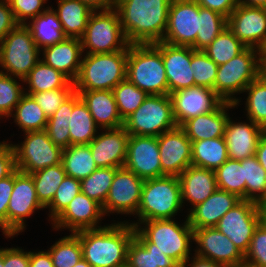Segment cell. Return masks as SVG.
Segmentation results:
<instances>
[{
	"label": "cell",
	"instance_id": "cell-22",
	"mask_svg": "<svg viewBox=\"0 0 266 267\" xmlns=\"http://www.w3.org/2000/svg\"><path fill=\"white\" fill-rule=\"evenodd\" d=\"M105 131L106 133L99 134L88 144L95 164L98 168H122L126 161L130 134L124 127Z\"/></svg>",
	"mask_w": 266,
	"mask_h": 267
},
{
	"label": "cell",
	"instance_id": "cell-7",
	"mask_svg": "<svg viewBox=\"0 0 266 267\" xmlns=\"http://www.w3.org/2000/svg\"><path fill=\"white\" fill-rule=\"evenodd\" d=\"M255 49L247 47L227 63L218 65L214 91L224 102L237 105L239 100L231 95L244 92L245 88L260 75L261 59L257 58V54L260 56V50Z\"/></svg>",
	"mask_w": 266,
	"mask_h": 267
},
{
	"label": "cell",
	"instance_id": "cell-18",
	"mask_svg": "<svg viewBox=\"0 0 266 267\" xmlns=\"http://www.w3.org/2000/svg\"><path fill=\"white\" fill-rule=\"evenodd\" d=\"M124 168L143 180L161 177L157 137L130 135Z\"/></svg>",
	"mask_w": 266,
	"mask_h": 267
},
{
	"label": "cell",
	"instance_id": "cell-21",
	"mask_svg": "<svg viewBox=\"0 0 266 267\" xmlns=\"http://www.w3.org/2000/svg\"><path fill=\"white\" fill-rule=\"evenodd\" d=\"M193 240L197 242L196 255L225 265L244 261V255L235 244L215 227L193 229Z\"/></svg>",
	"mask_w": 266,
	"mask_h": 267
},
{
	"label": "cell",
	"instance_id": "cell-37",
	"mask_svg": "<svg viewBox=\"0 0 266 267\" xmlns=\"http://www.w3.org/2000/svg\"><path fill=\"white\" fill-rule=\"evenodd\" d=\"M33 178L39 202L47 208L55 192L66 177L62 163L30 174Z\"/></svg>",
	"mask_w": 266,
	"mask_h": 267
},
{
	"label": "cell",
	"instance_id": "cell-31",
	"mask_svg": "<svg viewBox=\"0 0 266 267\" xmlns=\"http://www.w3.org/2000/svg\"><path fill=\"white\" fill-rule=\"evenodd\" d=\"M94 119L79 93H72V113L69 120L70 145L89 144L96 136Z\"/></svg>",
	"mask_w": 266,
	"mask_h": 267
},
{
	"label": "cell",
	"instance_id": "cell-10",
	"mask_svg": "<svg viewBox=\"0 0 266 267\" xmlns=\"http://www.w3.org/2000/svg\"><path fill=\"white\" fill-rule=\"evenodd\" d=\"M40 49L36 46L31 31L25 24H17L0 44V65L6 75L23 79L40 61Z\"/></svg>",
	"mask_w": 266,
	"mask_h": 267
},
{
	"label": "cell",
	"instance_id": "cell-29",
	"mask_svg": "<svg viewBox=\"0 0 266 267\" xmlns=\"http://www.w3.org/2000/svg\"><path fill=\"white\" fill-rule=\"evenodd\" d=\"M235 106L234 103L223 101L214 111L193 117L180 127L191 141L224 137L225 126L229 118L225 109Z\"/></svg>",
	"mask_w": 266,
	"mask_h": 267
},
{
	"label": "cell",
	"instance_id": "cell-52",
	"mask_svg": "<svg viewBox=\"0 0 266 267\" xmlns=\"http://www.w3.org/2000/svg\"><path fill=\"white\" fill-rule=\"evenodd\" d=\"M244 261L255 267H266V228L261 224L252 236Z\"/></svg>",
	"mask_w": 266,
	"mask_h": 267
},
{
	"label": "cell",
	"instance_id": "cell-41",
	"mask_svg": "<svg viewBox=\"0 0 266 267\" xmlns=\"http://www.w3.org/2000/svg\"><path fill=\"white\" fill-rule=\"evenodd\" d=\"M246 48L247 47L226 28L202 51L217 65H221L242 53Z\"/></svg>",
	"mask_w": 266,
	"mask_h": 267
},
{
	"label": "cell",
	"instance_id": "cell-28",
	"mask_svg": "<svg viewBox=\"0 0 266 267\" xmlns=\"http://www.w3.org/2000/svg\"><path fill=\"white\" fill-rule=\"evenodd\" d=\"M178 178L181 185L182 203L189 200L194 205L193 208L218 189L214 170L191 165Z\"/></svg>",
	"mask_w": 266,
	"mask_h": 267
},
{
	"label": "cell",
	"instance_id": "cell-23",
	"mask_svg": "<svg viewBox=\"0 0 266 267\" xmlns=\"http://www.w3.org/2000/svg\"><path fill=\"white\" fill-rule=\"evenodd\" d=\"M103 215L102 205L81 192L53 220L54 227L57 229L58 227H67L72 233L86 229H97V221Z\"/></svg>",
	"mask_w": 266,
	"mask_h": 267
},
{
	"label": "cell",
	"instance_id": "cell-6",
	"mask_svg": "<svg viewBox=\"0 0 266 267\" xmlns=\"http://www.w3.org/2000/svg\"><path fill=\"white\" fill-rule=\"evenodd\" d=\"M145 229L139 228L137 223H131L150 242L153 248L160 250L175 260L180 266H185L189 260L190 240H193V228L188 217L183 226H179L171 219L147 220Z\"/></svg>",
	"mask_w": 266,
	"mask_h": 267
},
{
	"label": "cell",
	"instance_id": "cell-63",
	"mask_svg": "<svg viewBox=\"0 0 266 267\" xmlns=\"http://www.w3.org/2000/svg\"><path fill=\"white\" fill-rule=\"evenodd\" d=\"M238 4L250 6V7L266 8V0H238Z\"/></svg>",
	"mask_w": 266,
	"mask_h": 267
},
{
	"label": "cell",
	"instance_id": "cell-32",
	"mask_svg": "<svg viewBox=\"0 0 266 267\" xmlns=\"http://www.w3.org/2000/svg\"><path fill=\"white\" fill-rule=\"evenodd\" d=\"M55 12L62 24L64 35L80 39L93 10L80 0H58V11Z\"/></svg>",
	"mask_w": 266,
	"mask_h": 267
},
{
	"label": "cell",
	"instance_id": "cell-65",
	"mask_svg": "<svg viewBox=\"0 0 266 267\" xmlns=\"http://www.w3.org/2000/svg\"><path fill=\"white\" fill-rule=\"evenodd\" d=\"M260 65H266V44L264 47L260 50Z\"/></svg>",
	"mask_w": 266,
	"mask_h": 267
},
{
	"label": "cell",
	"instance_id": "cell-57",
	"mask_svg": "<svg viewBox=\"0 0 266 267\" xmlns=\"http://www.w3.org/2000/svg\"><path fill=\"white\" fill-rule=\"evenodd\" d=\"M200 7L215 11L222 16H228L234 11L238 5V0H194Z\"/></svg>",
	"mask_w": 266,
	"mask_h": 267
},
{
	"label": "cell",
	"instance_id": "cell-40",
	"mask_svg": "<svg viewBox=\"0 0 266 267\" xmlns=\"http://www.w3.org/2000/svg\"><path fill=\"white\" fill-rule=\"evenodd\" d=\"M72 113V94L63 101L60 108L48 118L45 131L50 140L62 149L70 146L69 120Z\"/></svg>",
	"mask_w": 266,
	"mask_h": 267
},
{
	"label": "cell",
	"instance_id": "cell-25",
	"mask_svg": "<svg viewBox=\"0 0 266 267\" xmlns=\"http://www.w3.org/2000/svg\"><path fill=\"white\" fill-rule=\"evenodd\" d=\"M242 199L236 194L217 189L190 211L188 220L193 229L215 227L218 221Z\"/></svg>",
	"mask_w": 266,
	"mask_h": 267
},
{
	"label": "cell",
	"instance_id": "cell-38",
	"mask_svg": "<svg viewBox=\"0 0 266 267\" xmlns=\"http://www.w3.org/2000/svg\"><path fill=\"white\" fill-rule=\"evenodd\" d=\"M15 109V122L24 132L45 130L48 118L31 95L24 94Z\"/></svg>",
	"mask_w": 266,
	"mask_h": 267
},
{
	"label": "cell",
	"instance_id": "cell-59",
	"mask_svg": "<svg viewBox=\"0 0 266 267\" xmlns=\"http://www.w3.org/2000/svg\"><path fill=\"white\" fill-rule=\"evenodd\" d=\"M29 267H54L49 251L29 252Z\"/></svg>",
	"mask_w": 266,
	"mask_h": 267
},
{
	"label": "cell",
	"instance_id": "cell-33",
	"mask_svg": "<svg viewBox=\"0 0 266 267\" xmlns=\"http://www.w3.org/2000/svg\"><path fill=\"white\" fill-rule=\"evenodd\" d=\"M26 25L39 49L62 42L66 38L62 24L52 8L44 9L42 14L32 19V24Z\"/></svg>",
	"mask_w": 266,
	"mask_h": 267
},
{
	"label": "cell",
	"instance_id": "cell-48",
	"mask_svg": "<svg viewBox=\"0 0 266 267\" xmlns=\"http://www.w3.org/2000/svg\"><path fill=\"white\" fill-rule=\"evenodd\" d=\"M191 70L195 86H202L214 90L218 65L202 50L192 48Z\"/></svg>",
	"mask_w": 266,
	"mask_h": 267
},
{
	"label": "cell",
	"instance_id": "cell-20",
	"mask_svg": "<svg viewBox=\"0 0 266 267\" xmlns=\"http://www.w3.org/2000/svg\"><path fill=\"white\" fill-rule=\"evenodd\" d=\"M161 52L169 94L195 86L191 70L192 47L176 46L163 41L153 43Z\"/></svg>",
	"mask_w": 266,
	"mask_h": 267
},
{
	"label": "cell",
	"instance_id": "cell-62",
	"mask_svg": "<svg viewBox=\"0 0 266 267\" xmlns=\"http://www.w3.org/2000/svg\"><path fill=\"white\" fill-rule=\"evenodd\" d=\"M185 267V266H181ZM189 267V266H187ZM190 267H225L223 264L213 262L210 259L200 257L195 254V258L193 259L192 263L190 264Z\"/></svg>",
	"mask_w": 266,
	"mask_h": 267
},
{
	"label": "cell",
	"instance_id": "cell-15",
	"mask_svg": "<svg viewBox=\"0 0 266 267\" xmlns=\"http://www.w3.org/2000/svg\"><path fill=\"white\" fill-rule=\"evenodd\" d=\"M227 28L246 47L261 50L266 44V8L238 4L227 18Z\"/></svg>",
	"mask_w": 266,
	"mask_h": 267
},
{
	"label": "cell",
	"instance_id": "cell-13",
	"mask_svg": "<svg viewBox=\"0 0 266 267\" xmlns=\"http://www.w3.org/2000/svg\"><path fill=\"white\" fill-rule=\"evenodd\" d=\"M200 5L194 0H171L163 42L195 49Z\"/></svg>",
	"mask_w": 266,
	"mask_h": 267
},
{
	"label": "cell",
	"instance_id": "cell-2",
	"mask_svg": "<svg viewBox=\"0 0 266 267\" xmlns=\"http://www.w3.org/2000/svg\"><path fill=\"white\" fill-rule=\"evenodd\" d=\"M75 234L79 237L83 258L92 267H124L135 227L122 222Z\"/></svg>",
	"mask_w": 266,
	"mask_h": 267
},
{
	"label": "cell",
	"instance_id": "cell-26",
	"mask_svg": "<svg viewBox=\"0 0 266 267\" xmlns=\"http://www.w3.org/2000/svg\"><path fill=\"white\" fill-rule=\"evenodd\" d=\"M87 105L95 124L104 129L124 126L112 90H74Z\"/></svg>",
	"mask_w": 266,
	"mask_h": 267
},
{
	"label": "cell",
	"instance_id": "cell-69",
	"mask_svg": "<svg viewBox=\"0 0 266 267\" xmlns=\"http://www.w3.org/2000/svg\"><path fill=\"white\" fill-rule=\"evenodd\" d=\"M260 75L266 80V65H260Z\"/></svg>",
	"mask_w": 266,
	"mask_h": 267
},
{
	"label": "cell",
	"instance_id": "cell-14",
	"mask_svg": "<svg viewBox=\"0 0 266 267\" xmlns=\"http://www.w3.org/2000/svg\"><path fill=\"white\" fill-rule=\"evenodd\" d=\"M45 208L38 200L35 184L30 174L14 171V187L7 209V237L24 229V219L34 210Z\"/></svg>",
	"mask_w": 266,
	"mask_h": 267
},
{
	"label": "cell",
	"instance_id": "cell-47",
	"mask_svg": "<svg viewBox=\"0 0 266 267\" xmlns=\"http://www.w3.org/2000/svg\"><path fill=\"white\" fill-rule=\"evenodd\" d=\"M54 267H74L82 256V246L79 237L72 235L63 237L48 250Z\"/></svg>",
	"mask_w": 266,
	"mask_h": 267
},
{
	"label": "cell",
	"instance_id": "cell-68",
	"mask_svg": "<svg viewBox=\"0 0 266 267\" xmlns=\"http://www.w3.org/2000/svg\"><path fill=\"white\" fill-rule=\"evenodd\" d=\"M257 207H266V192L260 200L257 201Z\"/></svg>",
	"mask_w": 266,
	"mask_h": 267
},
{
	"label": "cell",
	"instance_id": "cell-9",
	"mask_svg": "<svg viewBox=\"0 0 266 267\" xmlns=\"http://www.w3.org/2000/svg\"><path fill=\"white\" fill-rule=\"evenodd\" d=\"M177 126L168 94L148 95L140 107L124 120L123 127L130 135L158 137Z\"/></svg>",
	"mask_w": 266,
	"mask_h": 267
},
{
	"label": "cell",
	"instance_id": "cell-46",
	"mask_svg": "<svg viewBox=\"0 0 266 267\" xmlns=\"http://www.w3.org/2000/svg\"><path fill=\"white\" fill-rule=\"evenodd\" d=\"M240 164L244 168L246 200L257 203L266 192V171L262 168L255 155L241 160Z\"/></svg>",
	"mask_w": 266,
	"mask_h": 267
},
{
	"label": "cell",
	"instance_id": "cell-49",
	"mask_svg": "<svg viewBox=\"0 0 266 267\" xmlns=\"http://www.w3.org/2000/svg\"><path fill=\"white\" fill-rule=\"evenodd\" d=\"M23 95L24 91L19 83L11 75L0 71V117L11 116Z\"/></svg>",
	"mask_w": 266,
	"mask_h": 267
},
{
	"label": "cell",
	"instance_id": "cell-50",
	"mask_svg": "<svg viewBox=\"0 0 266 267\" xmlns=\"http://www.w3.org/2000/svg\"><path fill=\"white\" fill-rule=\"evenodd\" d=\"M79 193H81V181L66 175L48 205L52 210L51 219L54 220Z\"/></svg>",
	"mask_w": 266,
	"mask_h": 267
},
{
	"label": "cell",
	"instance_id": "cell-19",
	"mask_svg": "<svg viewBox=\"0 0 266 267\" xmlns=\"http://www.w3.org/2000/svg\"><path fill=\"white\" fill-rule=\"evenodd\" d=\"M176 124L214 111L223 100L213 89L193 86L169 94Z\"/></svg>",
	"mask_w": 266,
	"mask_h": 267
},
{
	"label": "cell",
	"instance_id": "cell-16",
	"mask_svg": "<svg viewBox=\"0 0 266 267\" xmlns=\"http://www.w3.org/2000/svg\"><path fill=\"white\" fill-rule=\"evenodd\" d=\"M161 176H179L192 165V141L180 126L157 137Z\"/></svg>",
	"mask_w": 266,
	"mask_h": 267
},
{
	"label": "cell",
	"instance_id": "cell-43",
	"mask_svg": "<svg viewBox=\"0 0 266 267\" xmlns=\"http://www.w3.org/2000/svg\"><path fill=\"white\" fill-rule=\"evenodd\" d=\"M118 169L115 167L97 168L92 174L81 180V192L103 206Z\"/></svg>",
	"mask_w": 266,
	"mask_h": 267
},
{
	"label": "cell",
	"instance_id": "cell-70",
	"mask_svg": "<svg viewBox=\"0 0 266 267\" xmlns=\"http://www.w3.org/2000/svg\"><path fill=\"white\" fill-rule=\"evenodd\" d=\"M0 267H3V249H0Z\"/></svg>",
	"mask_w": 266,
	"mask_h": 267
},
{
	"label": "cell",
	"instance_id": "cell-24",
	"mask_svg": "<svg viewBox=\"0 0 266 267\" xmlns=\"http://www.w3.org/2000/svg\"><path fill=\"white\" fill-rule=\"evenodd\" d=\"M246 123H233L228 118L224 139L227 144L229 159L241 161L254 156L261 137L266 129L250 120Z\"/></svg>",
	"mask_w": 266,
	"mask_h": 267
},
{
	"label": "cell",
	"instance_id": "cell-55",
	"mask_svg": "<svg viewBox=\"0 0 266 267\" xmlns=\"http://www.w3.org/2000/svg\"><path fill=\"white\" fill-rule=\"evenodd\" d=\"M16 170L15 154L12 144L0 143V180Z\"/></svg>",
	"mask_w": 266,
	"mask_h": 267
},
{
	"label": "cell",
	"instance_id": "cell-67",
	"mask_svg": "<svg viewBox=\"0 0 266 267\" xmlns=\"http://www.w3.org/2000/svg\"><path fill=\"white\" fill-rule=\"evenodd\" d=\"M74 267H92V266L82 257Z\"/></svg>",
	"mask_w": 266,
	"mask_h": 267
},
{
	"label": "cell",
	"instance_id": "cell-17",
	"mask_svg": "<svg viewBox=\"0 0 266 267\" xmlns=\"http://www.w3.org/2000/svg\"><path fill=\"white\" fill-rule=\"evenodd\" d=\"M144 181L124 167L119 168L115 172L106 201L102 206L104 214L113 211L137 214Z\"/></svg>",
	"mask_w": 266,
	"mask_h": 267
},
{
	"label": "cell",
	"instance_id": "cell-39",
	"mask_svg": "<svg viewBox=\"0 0 266 267\" xmlns=\"http://www.w3.org/2000/svg\"><path fill=\"white\" fill-rule=\"evenodd\" d=\"M215 177L218 189L234 193L242 200H246V180L240 161L228 159L215 170Z\"/></svg>",
	"mask_w": 266,
	"mask_h": 267
},
{
	"label": "cell",
	"instance_id": "cell-64",
	"mask_svg": "<svg viewBox=\"0 0 266 267\" xmlns=\"http://www.w3.org/2000/svg\"><path fill=\"white\" fill-rule=\"evenodd\" d=\"M260 215V224L266 228V207H258Z\"/></svg>",
	"mask_w": 266,
	"mask_h": 267
},
{
	"label": "cell",
	"instance_id": "cell-58",
	"mask_svg": "<svg viewBox=\"0 0 266 267\" xmlns=\"http://www.w3.org/2000/svg\"><path fill=\"white\" fill-rule=\"evenodd\" d=\"M17 25L7 0L0 1V44Z\"/></svg>",
	"mask_w": 266,
	"mask_h": 267
},
{
	"label": "cell",
	"instance_id": "cell-27",
	"mask_svg": "<svg viewBox=\"0 0 266 267\" xmlns=\"http://www.w3.org/2000/svg\"><path fill=\"white\" fill-rule=\"evenodd\" d=\"M44 60L42 61L60 71L74 82L79 74L84 52L81 39L66 37L62 42L43 48Z\"/></svg>",
	"mask_w": 266,
	"mask_h": 267
},
{
	"label": "cell",
	"instance_id": "cell-61",
	"mask_svg": "<svg viewBox=\"0 0 266 267\" xmlns=\"http://www.w3.org/2000/svg\"><path fill=\"white\" fill-rule=\"evenodd\" d=\"M255 156L262 168L266 171V132L259 141Z\"/></svg>",
	"mask_w": 266,
	"mask_h": 267
},
{
	"label": "cell",
	"instance_id": "cell-53",
	"mask_svg": "<svg viewBox=\"0 0 266 267\" xmlns=\"http://www.w3.org/2000/svg\"><path fill=\"white\" fill-rule=\"evenodd\" d=\"M12 10L14 19L17 24H26L27 18L34 19L39 14H42L41 6L45 0H7Z\"/></svg>",
	"mask_w": 266,
	"mask_h": 267
},
{
	"label": "cell",
	"instance_id": "cell-8",
	"mask_svg": "<svg viewBox=\"0 0 266 267\" xmlns=\"http://www.w3.org/2000/svg\"><path fill=\"white\" fill-rule=\"evenodd\" d=\"M81 39L82 49L87 54L111 53L128 49V42L115 9L93 11Z\"/></svg>",
	"mask_w": 266,
	"mask_h": 267
},
{
	"label": "cell",
	"instance_id": "cell-30",
	"mask_svg": "<svg viewBox=\"0 0 266 267\" xmlns=\"http://www.w3.org/2000/svg\"><path fill=\"white\" fill-rule=\"evenodd\" d=\"M127 267H181L175 260L153 248L135 227V235L127 249Z\"/></svg>",
	"mask_w": 266,
	"mask_h": 267
},
{
	"label": "cell",
	"instance_id": "cell-35",
	"mask_svg": "<svg viewBox=\"0 0 266 267\" xmlns=\"http://www.w3.org/2000/svg\"><path fill=\"white\" fill-rule=\"evenodd\" d=\"M61 163L67 176L80 181L98 168L88 144L70 145L63 149Z\"/></svg>",
	"mask_w": 266,
	"mask_h": 267
},
{
	"label": "cell",
	"instance_id": "cell-45",
	"mask_svg": "<svg viewBox=\"0 0 266 267\" xmlns=\"http://www.w3.org/2000/svg\"><path fill=\"white\" fill-rule=\"evenodd\" d=\"M246 90L249 92L246 102L249 120L266 129V80L259 75Z\"/></svg>",
	"mask_w": 266,
	"mask_h": 267
},
{
	"label": "cell",
	"instance_id": "cell-3",
	"mask_svg": "<svg viewBox=\"0 0 266 267\" xmlns=\"http://www.w3.org/2000/svg\"><path fill=\"white\" fill-rule=\"evenodd\" d=\"M126 78L148 95H168V81L160 50L153 44H130Z\"/></svg>",
	"mask_w": 266,
	"mask_h": 267
},
{
	"label": "cell",
	"instance_id": "cell-5",
	"mask_svg": "<svg viewBox=\"0 0 266 267\" xmlns=\"http://www.w3.org/2000/svg\"><path fill=\"white\" fill-rule=\"evenodd\" d=\"M182 207L181 185L177 176L146 179L137 215L140 222L171 219Z\"/></svg>",
	"mask_w": 266,
	"mask_h": 267
},
{
	"label": "cell",
	"instance_id": "cell-11",
	"mask_svg": "<svg viewBox=\"0 0 266 267\" xmlns=\"http://www.w3.org/2000/svg\"><path fill=\"white\" fill-rule=\"evenodd\" d=\"M15 166L20 172L32 174L61 163L63 149L55 145L45 130L26 132L20 145H12Z\"/></svg>",
	"mask_w": 266,
	"mask_h": 267
},
{
	"label": "cell",
	"instance_id": "cell-44",
	"mask_svg": "<svg viewBox=\"0 0 266 267\" xmlns=\"http://www.w3.org/2000/svg\"><path fill=\"white\" fill-rule=\"evenodd\" d=\"M112 92L123 120L136 111L148 96L146 92L140 90L127 78L118 83Z\"/></svg>",
	"mask_w": 266,
	"mask_h": 267
},
{
	"label": "cell",
	"instance_id": "cell-60",
	"mask_svg": "<svg viewBox=\"0 0 266 267\" xmlns=\"http://www.w3.org/2000/svg\"><path fill=\"white\" fill-rule=\"evenodd\" d=\"M86 4L90 9L96 11L98 9L110 10L114 9L117 0H80Z\"/></svg>",
	"mask_w": 266,
	"mask_h": 267
},
{
	"label": "cell",
	"instance_id": "cell-36",
	"mask_svg": "<svg viewBox=\"0 0 266 267\" xmlns=\"http://www.w3.org/2000/svg\"><path fill=\"white\" fill-rule=\"evenodd\" d=\"M28 82V92H44L61 88H74L67 76L40 60L23 79Z\"/></svg>",
	"mask_w": 266,
	"mask_h": 267
},
{
	"label": "cell",
	"instance_id": "cell-12",
	"mask_svg": "<svg viewBox=\"0 0 266 267\" xmlns=\"http://www.w3.org/2000/svg\"><path fill=\"white\" fill-rule=\"evenodd\" d=\"M259 224L260 215L256 202L241 200L218 221L215 228L226 235L245 255Z\"/></svg>",
	"mask_w": 266,
	"mask_h": 267
},
{
	"label": "cell",
	"instance_id": "cell-54",
	"mask_svg": "<svg viewBox=\"0 0 266 267\" xmlns=\"http://www.w3.org/2000/svg\"><path fill=\"white\" fill-rule=\"evenodd\" d=\"M14 187V172L0 180V228L7 236V209Z\"/></svg>",
	"mask_w": 266,
	"mask_h": 267
},
{
	"label": "cell",
	"instance_id": "cell-42",
	"mask_svg": "<svg viewBox=\"0 0 266 267\" xmlns=\"http://www.w3.org/2000/svg\"><path fill=\"white\" fill-rule=\"evenodd\" d=\"M226 28V17L210 9L200 7L199 33L196 36L195 50H204Z\"/></svg>",
	"mask_w": 266,
	"mask_h": 267
},
{
	"label": "cell",
	"instance_id": "cell-34",
	"mask_svg": "<svg viewBox=\"0 0 266 267\" xmlns=\"http://www.w3.org/2000/svg\"><path fill=\"white\" fill-rule=\"evenodd\" d=\"M228 159L224 137L192 141V165L215 171Z\"/></svg>",
	"mask_w": 266,
	"mask_h": 267
},
{
	"label": "cell",
	"instance_id": "cell-4",
	"mask_svg": "<svg viewBox=\"0 0 266 267\" xmlns=\"http://www.w3.org/2000/svg\"><path fill=\"white\" fill-rule=\"evenodd\" d=\"M128 49L111 53L86 54L81 59L74 90H112L126 79Z\"/></svg>",
	"mask_w": 266,
	"mask_h": 267
},
{
	"label": "cell",
	"instance_id": "cell-1",
	"mask_svg": "<svg viewBox=\"0 0 266 267\" xmlns=\"http://www.w3.org/2000/svg\"><path fill=\"white\" fill-rule=\"evenodd\" d=\"M171 0H117L115 10L130 44H150L164 38Z\"/></svg>",
	"mask_w": 266,
	"mask_h": 267
},
{
	"label": "cell",
	"instance_id": "cell-51",
	"mask_svg": "<svg viewBox=\"0 0 266 267\" xmlns=\"http://www.w3.org/2000/svg\"><path fill=\"white\" fill-rule=\"evenodd\" d=\"M73 92L74 88H61L44 92H26L25 94L31 95L47 118H50Z\"/></svg>",
	"mask_w": 266,
	"mask_h": 267
},
{
	"label": "cell",
	"instance_id": "cell-56",
	"mask_svg": "<svg viewBox=\"0 0 266 267\" xmlns=\"http://www.w3.org/2000/svg\"><path fill=\"white\" fill-rule=\"evenodd\" d=\"M3 267H29V252L18 248L3 249Z\"/></svg>",
	"mask_w": 266,
	"mask_h": 267
},
{
	"label": "cell",
	"instance_id": "cell-66",
	"mask_svg": "<svg viewBox=\"0 0 266 267\" xmlns=\"http://www.w3.org/2000/svg\"><path fill=\"white\" fill-rule=\"evenodd\" d=\"M225 267H255V266L243 261V262L238 263V264L225 265Z\"/></svg>",
	"mask_w": 266,
	"mask_h": 267
}]
</instances>
